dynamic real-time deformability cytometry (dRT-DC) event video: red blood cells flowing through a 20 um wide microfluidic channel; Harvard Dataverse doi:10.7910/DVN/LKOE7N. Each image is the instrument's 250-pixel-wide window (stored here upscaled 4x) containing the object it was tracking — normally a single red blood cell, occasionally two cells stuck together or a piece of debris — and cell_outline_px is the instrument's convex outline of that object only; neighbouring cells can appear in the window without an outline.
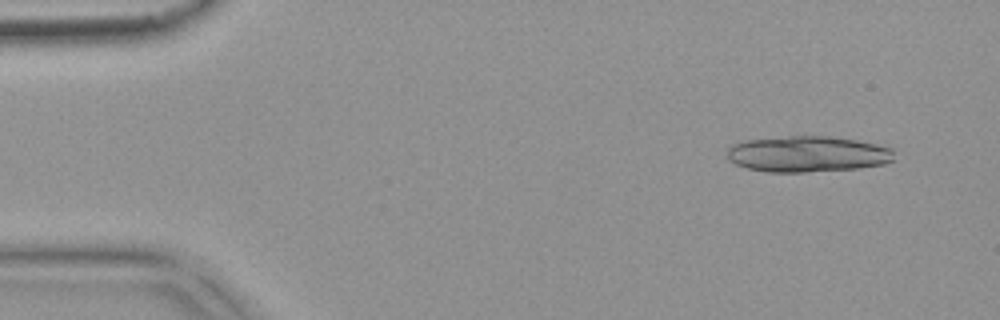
{"species": "common noctule bat (a hibernating species)", "species_latin": "Nyctalus noctula", "temperature_condition": "warm", "stored_images_in_passage": 20, "camera_frame_rate_fps": 3000, "um_per_image_px": 0.085, "animal": {"sex": "female", "body_mass_g": 18.4}, "frame": {"image": 1, "passage_image": 4, "time_ms": 1.0, "image_size_px": [1000, 320], "cell_outline_px": [[892, 160], [884, 164], [860, 168], [804, 172], [768, 172], [748, 168], [736, 164], [728, 160], [728, 148], [732, 144], [744, 140], [788, 136], [828, 136], [856, 140], [876, 144], [892, 148]], "centroid_in_image_um": [68.62, 13.09], "position_along_channel_um": 16.4, "area_um2": 34.97}}